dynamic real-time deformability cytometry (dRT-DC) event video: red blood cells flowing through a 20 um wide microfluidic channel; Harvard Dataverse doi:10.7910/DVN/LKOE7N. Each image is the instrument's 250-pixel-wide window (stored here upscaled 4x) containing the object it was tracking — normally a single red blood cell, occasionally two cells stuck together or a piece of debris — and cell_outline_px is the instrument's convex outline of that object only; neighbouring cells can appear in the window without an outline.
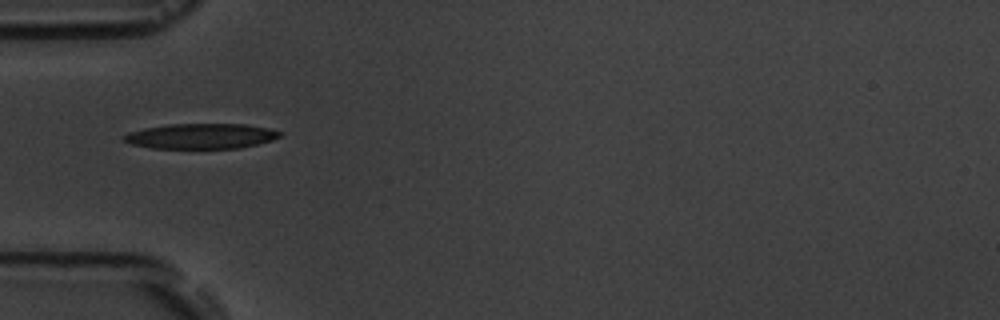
{"species": "common noctule bat (a hibernating species)", "species_latin": "Nyctalus noctula", "temperature_condition": "room temperature", "stored_images_in_passage": 3, "camera_frame_rate_fps": 3000, "um_per_image_px": 0.085, "animal": {"sex": "male", "body_mass_g": 19.5, "forearm_length_mm": 54.6}, "frame": {"image": 1, "passage_image": 1, "time_ms": 0.0, "image_size_px": [1000, 320], "cell_outline_px": [[280, 136], [272, 140], [240, 148], [152, 148], [132, 144], [124, 140], [120, 136], [128, 132], [144, 128], [168, 124], [244, 124], [268, 128], [280, 132]], "centroid_in_image_um": [17.04, 11.57], "position_along_channel_um": 68.0, "area_um2": 22.83}}
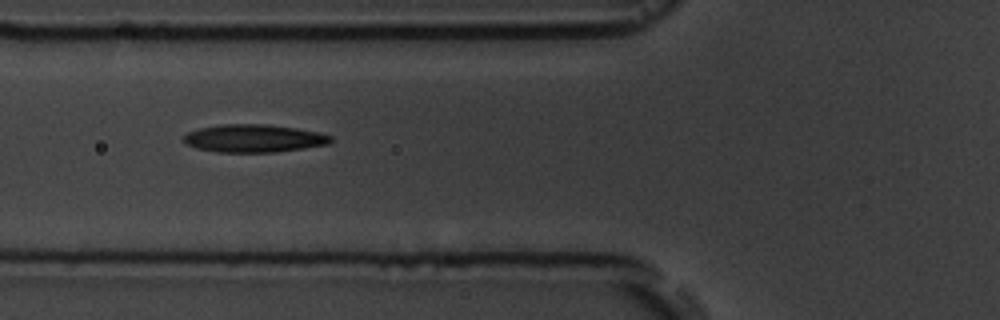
{"frame": {"image": 2, "passage_image": 2, "time_ms": 1.0, "image_size_px": [1000, 320], "cell_outline_px": [[332, 140], [328, 144], [304, 148], [276, 152], [216, 152], [196, 148], [184, 144], [184, 136], [188, 132], [200, 128], [224, 124], [264, 124], [296, 128], [316, 132], [332, 136]], "centroid_in_image_um": [21.55, 11.77], "position_along_channel_um": 104.2, "area_um2": 23.76}}
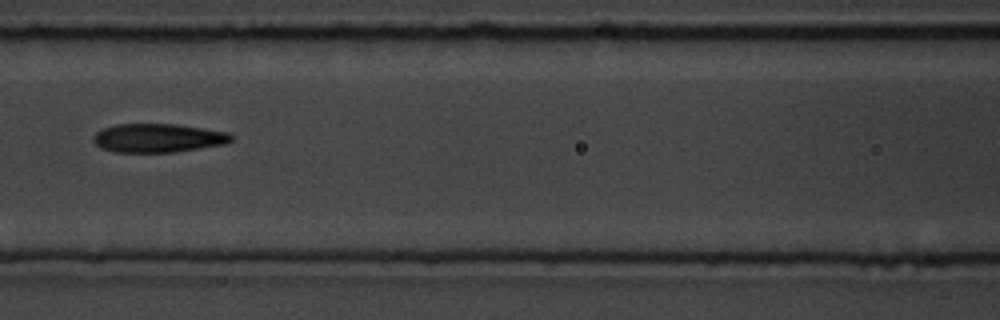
{"frame": {"image": 3, "passage_image": 3, "time_ms": 2.333, "image_size_px": [1000, 320], "cell_outline_px": [[236, 136], [232, 140], [224, 144], [200, 148], [172, 152], [112, 152], [100, 148], [92, 140], [92, 136], [96, 132], [104, 128], [116, 124], [176, 124], [228, 132]], "centroid_in_image_um": [13.42, 11.73], "position_along_channel_um": 153.2, "area_um2": 23.18}}